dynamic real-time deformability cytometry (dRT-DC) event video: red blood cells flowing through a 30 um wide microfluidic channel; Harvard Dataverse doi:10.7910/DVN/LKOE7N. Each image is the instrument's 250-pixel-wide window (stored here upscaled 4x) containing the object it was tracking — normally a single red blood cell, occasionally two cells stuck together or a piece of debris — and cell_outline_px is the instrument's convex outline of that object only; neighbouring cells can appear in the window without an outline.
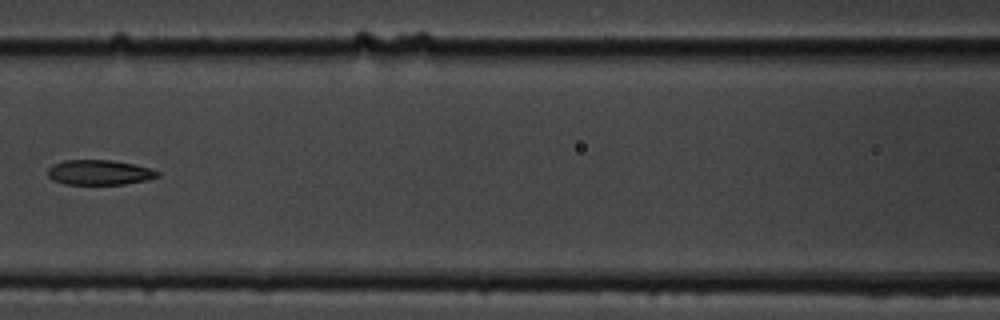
{"species": "common noctule bat (a hibernating species)", "species_latin": "Nyctalus noctula", "temperature_condition": "cold", "stored_images_in_passage": 10, "camera_frame_rate_fps": 3000, "um_per_image_px": 0.085, "animal": {"sex": "male", "body_mass_g": 19.5, "forearm_length_mm": 54.6}, "frame": {"image": 1, "passage_image": 4, "time_ms": 3.333, "image_size_px": [1000, 320], "cell_outline_px": [[160, 176], [148, 180], [124, 184], [64, 184], [52, 180], [48, 176], [48, 168], [52, 164], [64, 160], [112, 160], [152, 168], [160, 172]], "centroid_in_image_um": [8.45, 14.65], "position_along_channel_um": 158.1, "area_um2": 16.13}}
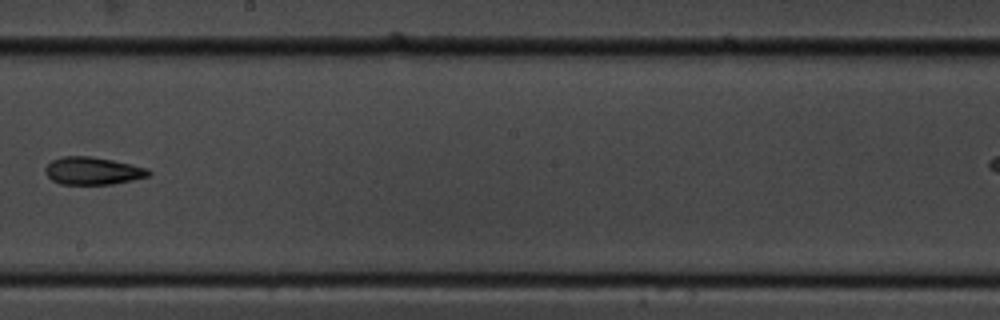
{"frame": {"image": 2, "passage_image": 6, "time_ms": 5.667, "image_size_px": [1000, 320], "cell_outline_px": [[152, 172], [148, 176], [132, 180], [112, 184], [60, 184], [52, 180], [44, 172], [44, 168], [52, 160], [60, 156], [88, 156], [112, 160], [132, 164], [148, 168]], "centroid_in_image_um": [7.87, 14.52], "position_along_channel_um": 240.3, "area_um2": 16.65}}
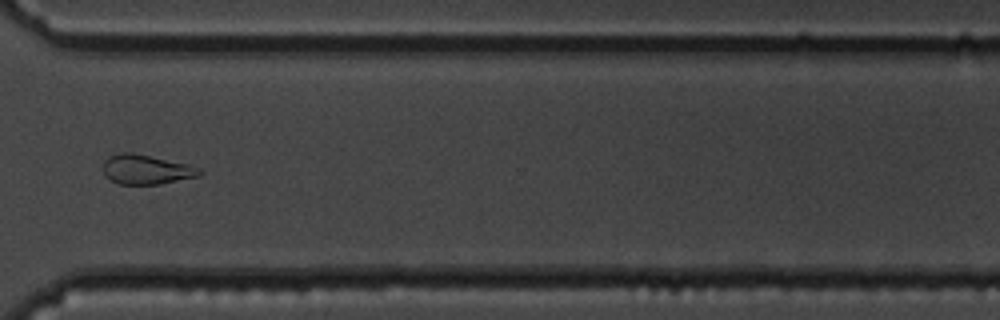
{"frame": {"image": 3, "passage_image": 9, "time_ms": 9.0, "image_size_px": [1000, 320], "cell_outline_px": [[204, 172], [200, 176], [160, 184], [120, 184], [104, 176], [104, 160], [108, 156], [120, 152], [132, 152], [188, 164], [200, 168]], "centroid_in_image_um": [12.45, 14.4], "position_along_channel_um": 358.2, "area_um2": 16.7}}